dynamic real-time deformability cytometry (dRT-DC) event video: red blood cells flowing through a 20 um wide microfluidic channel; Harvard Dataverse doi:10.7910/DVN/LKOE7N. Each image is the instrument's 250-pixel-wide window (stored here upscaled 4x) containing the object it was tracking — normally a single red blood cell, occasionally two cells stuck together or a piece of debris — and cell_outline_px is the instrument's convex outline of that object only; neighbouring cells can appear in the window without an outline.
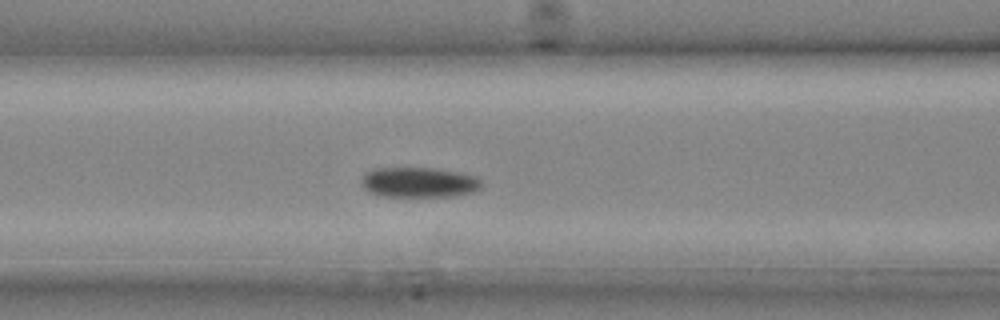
{"species": "common noctule bat (a hibernating species)", "species_latin": "Nyctalus noctula", "temperature_condition": "cold", "stored_images_in_passage": 12, "camera_frame_rate_fps": 3000, "um_per_image_px": 0.085, "animal": {"sex": "male", "body_mass_g": 20.4}, "frame": {"image": 1, "passage_image": 10, "time_ms": 3.0, "image_size_px": [1000, 320], "cell_outline_px": [[480, 188], [472, 192], [452, 196], [384, 196], [368, 192], [364, 188], [360, 180], [364, 172], [376, 168], [432, 168], [460, 172], [476, 176], [480, 180]], "centroid_in_image_um": [35.57, 15.49], "position_along_channel_um": 131.0, "area_um2": 21.1}}
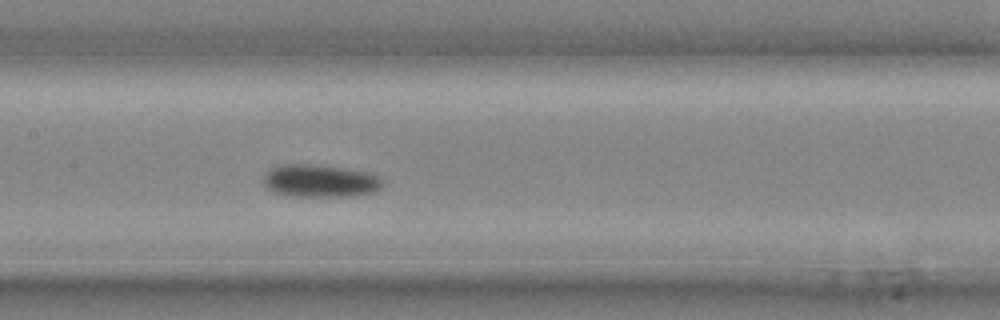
{"frame": {"image": 2, "passage_image": 12, "time_ms": 3.667, "image_size_px": [1000, 320], "cell_outline_px": [[384, 184], [376, 192], [356, 196], [288, 196], [276, 192], [268, 188], [264, 184], [264, 172], [280, 164], [312, 164], [344, 168], [372, 172], [380, 176], [384, 180]], "centroid_in_image_um": [27.27, 15.37], "position_along_channel_um": 180.1, "area_um2": 23.06}}